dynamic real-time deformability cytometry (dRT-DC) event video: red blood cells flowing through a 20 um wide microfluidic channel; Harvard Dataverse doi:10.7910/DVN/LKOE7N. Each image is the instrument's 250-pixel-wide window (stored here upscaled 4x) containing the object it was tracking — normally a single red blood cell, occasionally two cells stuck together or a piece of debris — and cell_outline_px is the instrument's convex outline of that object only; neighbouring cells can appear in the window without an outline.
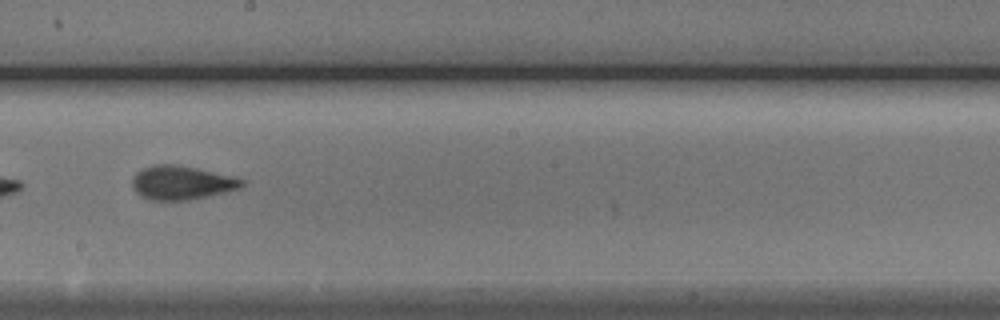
{"species": "Egyptian fruit bat (a non-hibernating species)", "species_latin": "Rousettus aegyptiacus", "temperature_condition": "cold", "stored_images_in_passage": 7, "camera_frame_rate_fps": 3000, "um_per_image_px": 0.085, "animal": {"sex": "male"}, "frame": {"image": 1, "passage_image": 7, "time_ms": 7.0, "image_size_px": [1000, 320], "cell_outline_px": [[244, 184], [240, 188], [208, 196], [188, 200], [148, 200], [140, 196], [136, 192], [132, 184], [132, 180], [136, 172], [152, 164], [172, 164], [196, 168], [232, 176], [244, 180]], "centroid_in_image_um": [15.4, 15.53], "position_along_channel_um": 232.8, "area_um2": 21.5}}